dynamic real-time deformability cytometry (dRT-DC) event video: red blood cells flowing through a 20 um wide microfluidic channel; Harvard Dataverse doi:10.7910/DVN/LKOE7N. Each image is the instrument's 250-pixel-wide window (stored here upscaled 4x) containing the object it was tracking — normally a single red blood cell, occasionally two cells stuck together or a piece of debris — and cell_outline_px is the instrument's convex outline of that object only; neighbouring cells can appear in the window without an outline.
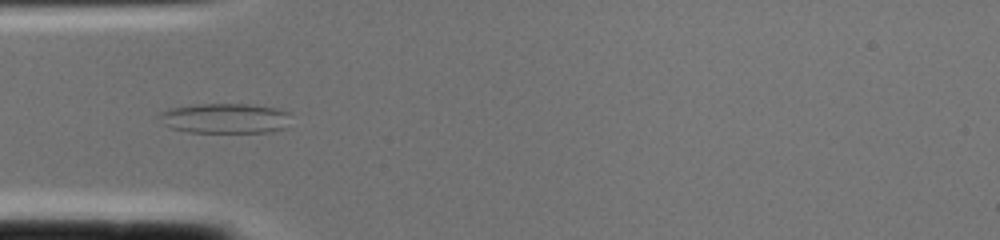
{"species": "common noctule bat (a hibernating species)", "species_latin": "Nyctalus noctula", "temperature_condition": "cold", "stored_images_in_passage": 1, "camera_frame_rate_fps": 3000, "um_per_image_px": 0.085, "animal": {"sex": "female", "body_mass_g": 22.0, "forearm_length_mm": 56.7}, "frame": {"image": 1, "passage_image": 1, "time_ms": 0.0, "image_size_px": [1000, 240], "cell_outline_px": [[288, 128], [272, 132], [188, 132], [172, 128], [164, 124], [156, 116], [160, 112], [168, 108], [196, 104], [248, 104], [276, 108], [288, 112]], "centroid_in_image_um": [19.11, 10.06], "position_along_channel_um": 65.9, "area_um2": 23.24}}